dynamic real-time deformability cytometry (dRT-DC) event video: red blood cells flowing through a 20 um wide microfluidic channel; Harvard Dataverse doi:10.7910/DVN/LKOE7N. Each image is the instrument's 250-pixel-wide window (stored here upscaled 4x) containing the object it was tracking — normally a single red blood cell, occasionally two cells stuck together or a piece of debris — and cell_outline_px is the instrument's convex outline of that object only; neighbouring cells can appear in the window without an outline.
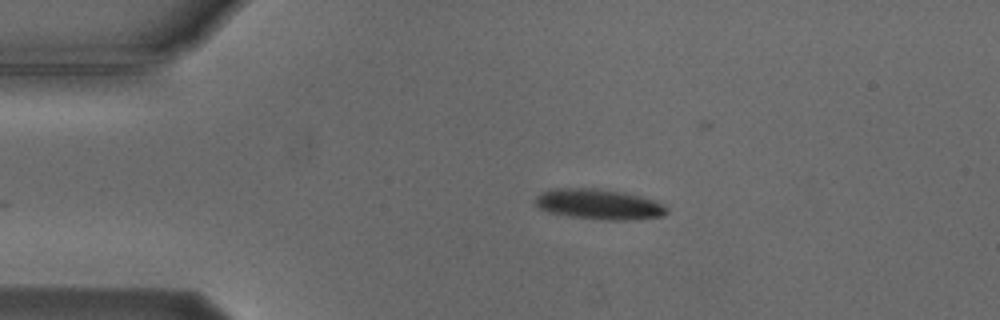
{"species": "Egyptian fruit bat (a non-hibernating species)", "species_latin": "Rousettus aegyptiacus", "temperature_condition": "cold", "stored_images_in_passage": 2, "camera_frame_rate_fps": 3000, "um_per_image_px": 0.085, "animal": {"sex": "male"}, "frame": {"image": 1, "passage_image": 1, "time_ms": 0.0, "image_size_px": [1000, 320], "cell_outline_px": [[668, 212], [664, 216], [624, 220], [608, 220], [568, 216], [548, 212], [540, 208], [532, 200], [540, 192], [548, 188], [592, 188], [620, 192], [640, 196], [656, 200], [664, 204], [668, 208]], "centroid_in_image_um": [50.87, 17.35], "position_along_channel_um": 34.1, "area_um2": 23.41}}